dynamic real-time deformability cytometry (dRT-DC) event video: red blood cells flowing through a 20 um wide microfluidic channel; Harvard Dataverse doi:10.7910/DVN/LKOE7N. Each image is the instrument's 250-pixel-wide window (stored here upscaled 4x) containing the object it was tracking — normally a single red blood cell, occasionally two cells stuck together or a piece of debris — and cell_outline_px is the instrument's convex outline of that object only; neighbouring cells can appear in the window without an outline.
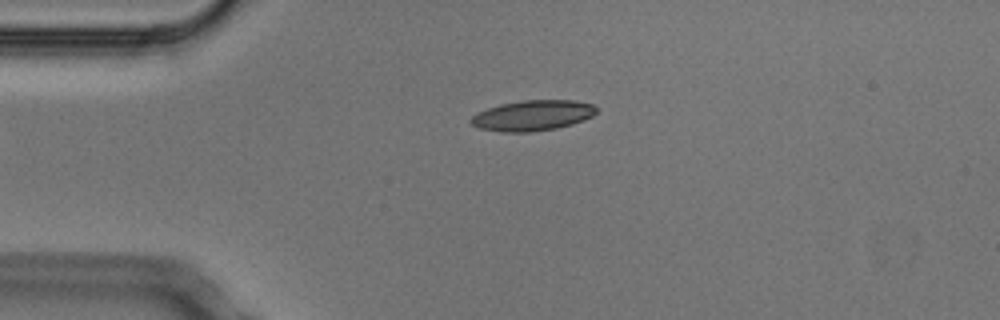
{"species": "Egyptian fruit bat (a non-hibernating species)", "species_latin": "Rousettus aegyptiacus", "temperature_condition": "cold", "stored_images_in_passage": 5, "camera_frame_rate_fps": 3000, "um_per_image_px": 0.085, "animal": {"sex": "male"}, "frame": {"image": 1, "passage_image": 5, "time_ms": 1.333, "image_size_px": [1000, 320], "cell_outline_px": [[596, 112], [592, 116], [584, 120], [572, 124], [556, 128], [532, 132], [500, 132], [480, 128], [472, 124], [468, 120], [476, 112], [500, 104], [520, 100], [576, 100], [592, 104], [596, 108]], "centroid_in_image_um": [45.25, 9.81], "position_along_channel_um": 39.8, "area_um2": 22.43}}